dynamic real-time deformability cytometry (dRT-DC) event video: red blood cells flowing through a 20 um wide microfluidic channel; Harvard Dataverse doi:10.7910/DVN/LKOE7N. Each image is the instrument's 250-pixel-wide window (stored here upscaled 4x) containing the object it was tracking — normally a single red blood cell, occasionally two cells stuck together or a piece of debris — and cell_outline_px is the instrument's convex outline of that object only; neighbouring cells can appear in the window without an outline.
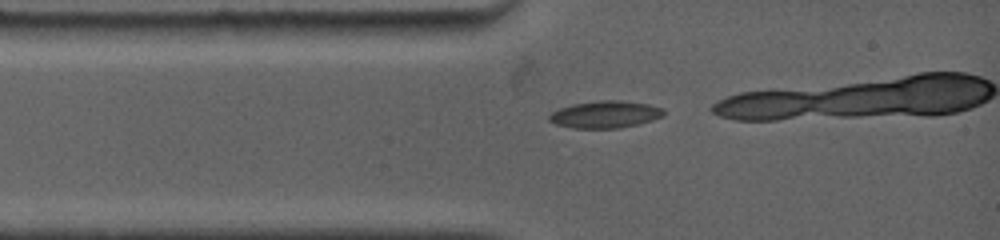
{"species": "common noctule bat (a hibernating species)", "species_latin": "Nyctalus noctula", "temperature_condition": "warm", "stored_images_in_passage": 8, "camera_frame_rate_fps": 4500, "um_per_image_px": 0.085, "animal": {"sex": "female", "body_mass_g": 19.0, "forearm_length_mm": 53.3}, "frame": {"image": 1, "passage_image": 1, "time_ms": 0.0, "image_size_px": [1000, 240], "cell_outline_px": [[664, 116], [640, 124], [620, 128], [572, 128], [556, 124], [548, 120], [548, 116], [552, 112], [560, 108], [572, 104], [600, 100], [620, 100], [648, 104], [664, 108]], "centroid_in_image_um": [51.46, 9.73], "position_along_channel_um": 33.5, "area_um2": 18.21}}
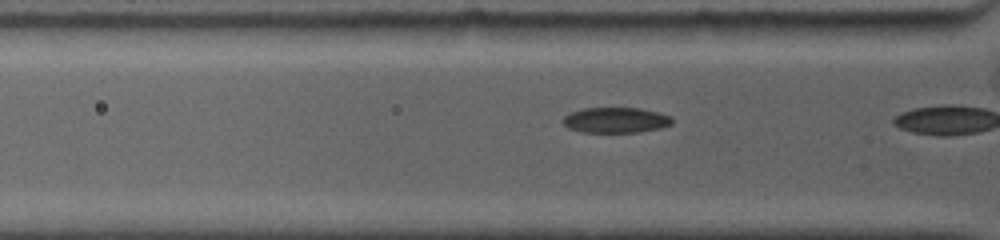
{"frame": {"image": 2, "passage_image": 7, "time_ms": 1.111, "image_size_px": [1000, 240], "cell_outline_px": [[672, 124], [660, 128], [640, 132], [580, 132], [568, 128], [564, 124], [564, 116], [568, 112], [580, 108], [640, 108], [660, 112], [672, 116]], "centroid_in_image_um": [52.34, 10.2], "position_along_channel_um": 73.5, "area_um2": 16.42}}